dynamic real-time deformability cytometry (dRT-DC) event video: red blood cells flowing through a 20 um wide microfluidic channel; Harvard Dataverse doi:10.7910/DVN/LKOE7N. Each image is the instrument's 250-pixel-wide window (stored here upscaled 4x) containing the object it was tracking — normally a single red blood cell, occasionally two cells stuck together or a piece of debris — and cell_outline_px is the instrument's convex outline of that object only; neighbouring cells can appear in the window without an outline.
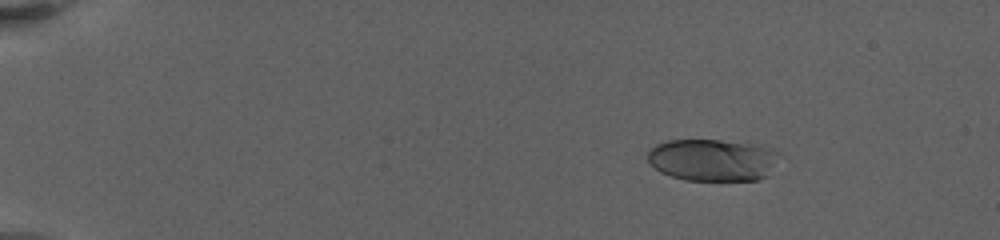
{"species": "human", "species_latin": "Homo sapiens", "temperature_condition": "warm", "stored_images_in_passage": 14, "camera_frame_rate_fps": 3000, "um_per_image_px": 0.085, "donor": {"sex": "female"}, "frame": {"image": 1, "passage_image": 4, "time_ms": 2.333, "image_size_px": [1000, 240], "cell_outline_px": [[784, 156], [768, 176], [756, 180], [684, 180], [660, 172], [648, 160], [648, 148], [656, 144], [668, 140], [720, 140], [760, 144], [784, 152]], "centroid_in_image_um": [60.69, 13.58], "position_along_channel_um": 24.3, "area_um2": 33.12}}
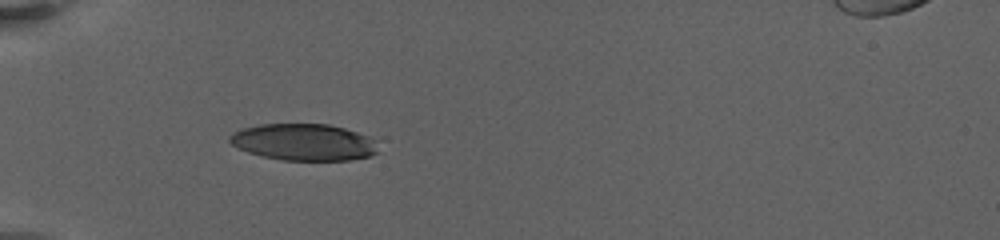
{"frame": {"image": 2, "passage_image": 10, "time_ms": 6.667, "image_size_px": [1000, 240], "cell_outline_px": [[376, 152], [368, 156], [348, 160], [280, 160], [260, 156], [248, 152], [232, 144], [228, 140], [228, 136], [232, 132], [240, 128], [260, 124], [328, 124], [344, 128], [368, 136], [372, 140]], "centroid_in_image_um": [25.72, 12.07], "position_along_channel_um": 59.3, "area_um2": 31.56}}
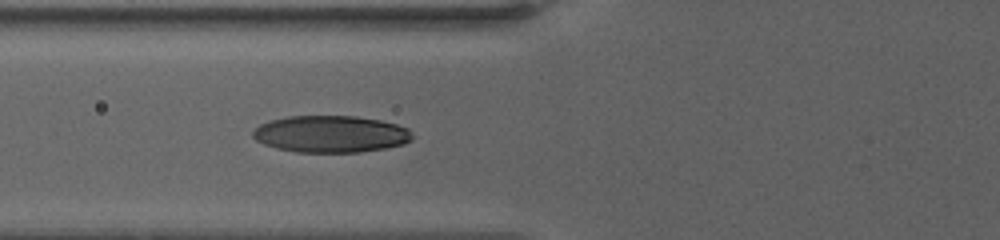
{"frame": {"image": 3, "passage_image": 14, "time_ms": 8.333, "image_size_px": [1000, 240], "cell_outline_px": [[412, 140], [404, 144], [388, 148], [360, 152], [296, 152], [276, 148], [264, 144], [256, 140], [252, 136], [252, 132], [260, 124], [268, 120], [288, 116], [356, 116], [380, 120], [396, 124], [408, 128], [412, 136]], "centroid_in_image_um": [28.11, 11.39], "position_along_channel_um": 97.7, "area_um2": 34.45}}